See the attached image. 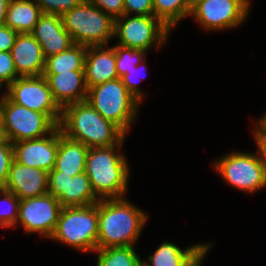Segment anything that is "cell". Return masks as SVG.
<instances>
[{"instance_id":"7a4b0ae2","label":"cell","mask_w":266,"mask_h":266,"mask_svg":"<svg viewBox=\"0 0 266 266\" xmlns=\"http://www.w3.org/2000/svg\"><path fill=\"white\" fill-rule=\"evenodd\" d=\"M59 128L66 137L88 148L122 145L125 133L85 101L62 109Z\"/></svg>"},{"instance_id":"e0dca14e","label":"cell","mask_w":266,"mask_h":266,"mask_svg":"<svg viewBox=\"0 0 266 266\" xmlns=\"http://www.w3.org/2000/svg\"><path fill=\"white\" fill-rule=\"evenodd\" d=\"M56 103L61 109L77 102L85 101L88 87L85 70L59 72V74H43Z\"/></svg>"},{"instance_id":"f1b7e54d","label":"cell","mask_w":266,"mask_h":266,"mask_svg":"<svg viewBox=\"0 0 266 266\" xmlns=\"http://www.w3.org/2000/svg\"><path fill=\"white\" fill-rule=\"evenodd\" d=\"M19 78L10 51L0 52V81L8 87L15 79Z\"/></svg>"},{"instance_id":"b9f144b4","label":"cell","mask_w":266,"mask_h":266,"mask_svg":"<svg viewBox=\"0 0 266 266\" xmlns=\"http://www.w3.org/2000/svg\"><path fill=\"white\" fill-rule=\"evenodd\" d=\"M2 84H3V83L0 81V90H1V88H2Z\"/></svg>"},{"instance_id":"d590c367","label":"cell","mask_w":266,"mask_h":266,"mask_svg":"<svg viewBox=\"0 0 266 266\" xmlns=\"http://www.w3.org/2000/svg\"><path fill=\"white\" fill-rule=\"evenodd\" d=\"M255 132L261 139H266V114L257 121Z\"/></svg>"},{"instance_id":"f35d334b","label":"cell","mask_w":266,"mask_h":266,"mask_svg":"<svg viewBox=\"0 0 266 266\" xmlns=\"http://www.w3.org/2000/svg\"><path fill=\"white\" fill-rule=\"evenodd\" d=\"M3 143H11V142L7 138L3 124L0 123V144H3Z\"/></svg>"},{"instance_id":"83f0119b","label":"cell","mask_w":266,"mask_h":266,"mask_svg":"<svg viewBox=\"0 0 266 266\" xmlns=\"http://www.w3.org/2000/svg\"><path fill=\"white\" fill-rule=\"evenodd\" d=\"M43 14L63 16L66 12L79 5L83 0H34Z\"/></svg>"},{"instance_id":"4dcf8cb0","label":"cell","mask_w":266,"mask_h":266,"mask_svg":"<svg viewBox=\"0 0 266 266\" xmlns=\"http://www.w3.org/2000/svg\"><path fill=\"white\" fill-rule=\"evenodd\" d=\"M142 64V65H141ZM143 64H145V59L138 64L135 68H132L128 74H125L124 76L121 77L123 84L126 86V88L128 89V91L139 101H142V98L145 96L143 93V91L140 90V88L138 87V82L137 80L139 79V77H135V74H137L138 76L141 74L142 70L146 67H143V69L141 70ZM141 66V67H140ZM140 67V69H139ZM139 69V70H138ZM141 71V72H139ZM143 71H146V69H144ZM140 73V74H139ZM134 75V76H133ZM136 75V76H137ZM137 80H135V79Z\"/></svg>"},{"instance_id":"4fadbf2b","label":"cell","mask_w":266,"mask_h":266,"mask_svg":"<svg viewBox=\"0 0 266 266\" xmlns=\"http://www.w3.org/2000/svg\"><path fill=\"white\" fill-rule=\"evenodd\" d=\"M48 194L56 197L62 207L89 206L100 200L95 195L85 172L72 177L61 171H50Z\"/></svg>"},{"instance_id":"30bf717a","label":"cell","mask_w":266,"mask_h":266,"mask_svg":"<svg viewBox=\"0 0 266 266\" xmlns=\"http://www.w3.org/2000/svg\"><path fill=\"white\" fill-rule=\"evenodd\" d=\"M6 88L7 97L12 102L33 111L45 113L59 125L62 109L54 100L43 75L19 77Z\"/></svg>"},{"instance_id":"5bb4252c","label":"cell","mask_w":266,"mask_h":266,"mask_svg":"<svg viewBox=\"0 0 266 266\" xmlns=\"http://www.w3.org/2000/svg\"><path fill=\"white\" fill-rule=\"evenodd\" d=\"M14 160L18 163L50 172L55 166L59 147V126L49 136L12 143Z\"/></svg>"},{"instance_id":"277c9868","label":"cell","mask_w":266,"mask_h":266,"mask_svg":"<svg viewBox=\"0 0 266 266\" xmlns=\"http://www.w3.org/2000/svg\"><path fill=\"white\" fill-rule=\"evenodd\" d=\"M87 102L105 119L127 134L136 118L140 102L128 91L121 78L88 88Z\"/></svg>"},{"instance_id":"d6986e66","label":"cell","mask_w":266,"mask_h":266,"mask_svg":"<svg viewBox=\"0 0 266 266\" xmlns=\"http://www.w3.org/2000/svg\"><path fill=\"white\" fill-rule=\"evenodd\" d=\"M87 87H94L119 78L116 71L115 46H89L85 58Z\"/></svg>"},{"instance_id":"3957f363","label":"cell","mask_w":266,"mask_h":266,"mask_svg":"<svg viewBox=\"0 0 266 266\" xmlns=\"http://www.w3.org/2000/svg\"><path fill=\"white\" fill-rule=\"evenodd\" d=\"M122 145L89 148L85 173L95 195L101 199L123 198L127 191L129 166L125 156L117 154Z\"/></svg>"},{"instance_id":"9c48e42d","label":"cell","mask_w":266,"mask_h":266,"mask_svg":"<svg viewBox=\"0 0 266 266\" xmlns=\"http://www.w3.org/2000/svg\"><path fill=\"white\" fill-rule=\"evenodd\" d=\"M223 179L244 192L266 187V177L259 154L231 152L213 163Z\"/></svg>"},{"instance_id":"603a6c76","label":"cell","mask_w":266,"mask_h":266,"mask_svg":"<svg viewBox=\"0 0 266 266\" xmlns=\"http://www.w3.org/2000/svg\"><path fill=\"white\" fill-rule=\"evenodd\" d=\"M86 53V46L75 43L67 50L46 58L43 74L85 70Z\"/></svg>"},{"instance_id":"d6a6232c","label":"cell","mask_w":266,"mask_h":266,"mask_svg":"<svg viewBox=\"0 0 266 266\" xmlns=\"http://www.w3.org/2000/svg\"><path fill=\"white\" fill-rule=\"evenodd\" d=\"M154 15V0H124V14Z\"/></svg>"},{"instance_id":"8992f818","label":"cell","mask_w":266,"mask_h":266,"mask_svg":"<svg viewBox=\"0 0 266 266\" xmlns=\"http://www.w3.org/2000/svg\"><path fill=\"white\" fill-rule=\"evenodd\" d=\"M62 20L76 44L104 46L114 37V20L87 0L66 12Z\"/></svg>"},{"instance_id":"ac0fdd59","label":"cell","mask_w":266,"mask_h":266,"mask_svg":"<svg viewBox=\"0 0 266 266\" xmlns=\"http://www.w3.org/2000/svg\"><path fill=\"white\" fill-rule=\"evenodd\" d=\"M10 52L19 77L43 75L46 59L31 33H18Z\"/></svg>"},{"instance_id":"6da1fadb","label":"cell","mask_w":266,"mask_h":266,"mask_svg":"<svg viewBox=\"0 0 266 266\" xmlns=\"http://www.w3.org/2000/svg\"><path fill=\"white\" fill-rule=\"evenodd\" d=\"M147 219L124 197L99 200L97 249L133 246Z\"/></svg>"},{"instance_id":"7c38bea8","label":"cell","mask_w":266,"mask_h":266,"mask_svg":"<svg viewBox=\"0 0 266 266\" xmlns=\"http://www.w3.org/2000/svg\"><path fill=\"white\" fill-rule=\"evenodd\" d=\"M62 206L50 194L20 200L18 219L26 233L38 232L50 238L55 231Z\"/></svg>"},{"instance_id":"1f68e13d","label":"cell","mask_w":266,"mask_h":266,"mask_svg":"<svg viewBox=\"0 0 266 266\" xmlns=\"http://www.w3.org/2000/svg\"><path fill=\"white\" fill-rule=\"evenodd\" d=\"M91 4L101 9L113 20L124 15V0H87Z\"/></svg>"},{"instance_id":"d4e9b609","label":"cell","mask_w":266,"mask_h":266,"mask_svg":"<svg viewBox=\"0 0 266 266\" xmlns=\"http://www.w3.org/2000/svg\"><path fill=\"white\" fill-rule=\"evenodd\" d=\"M95 252L98 253L96 266H136L140 260L134 246L102 248Z\"/></svg>"},{"instance_id":"f546056e","label":"cell","mask_w":266,"mask_h":266,"mask_svg":"<svg viewBox=\"0 0 266 266\" xmlns=\"http://www.w3.org/2000/svg\"><path fill=\"white\" fill-rule=\"evenodd\" d=\"M14 160V149L12 143L0 144V188H3L7 178L12 161Z\"/></svg>"},{"instance_id":"52a82bcc","label":"cell","mask_w":266,"mask_h":266,"mask_svg":"<svg viewBox=\"0 0 266 266\" xmlns=\"http://www.w3.org/2000/svg\"><path fill=\"white\" fill-rule=\"evenodd\" d=\"M123 15L114 20V37L119 46L147 52L167 41L170 29L154 15Z\"/></svg>"},{"instance_id":"8d00e7d4","label":"cell","mask_w":266,"mask_h":266,"mask_svg":"<svg viewBox=\"0 0 266 266\" xmlns=\"http://www.w3.org/2000/svg\"><path fill=\"white\" fill-rule=\"evenodd\" d=\"M10 0H0V26L5 25Z\"/></svg>"},{"instance_id":"8fae6325","label":"cell","mask_w":266,"mask_h":266,"mask_svg":"<svg viewBox=\"0 0 266 266\" xmlns=\"http://www.w3.org/2000/svg\"><path fill=\"white\" fill-rule=\"evenodd\" d=\"M249 8L250 0H192L189 16L205 30H226L243 23Z\"/></svg>"},{"instance_id":"5b68a950","label":"cell","mask_w":266,"mask_h":266,"mask_svg":"<svg viewBox=\"0 0 266 266\" xmlns=\"http://www.w3.org/2000/svg\"><path fill=\"white\" fill-rule=\"evenodd\" d=\"M50 238L83 252L95 251L98 240V202L82 207H62Z\"/></svg>"},{"instance_id":"836d02e7","label":"cell","mask_w":266,"mask_h":266,"mask_svg":"<svg viewBox=\"0 0 266 266\" xmlns=\"http://www.w3.org/2000/svg\"><path fill=\"white\" fill-rule=\"evenodd\" d=\"M18 32L11 29L7 25L0 26V52L1 51H11L13 47Z\"/></svg>"},{"instance_id":"484cf974","label":"cell","mask_w":266,"mask_h":266,"mask_svg":"<svg viewBox=\"0 0 266 266\" xmlns=\"http://www.w3.org/2000/svg\"><path fill=\"white\" fill-rule=\"evenodd\" d=\"M115 53L116 71L119 78L128 74L132 68L140 64L144 60L145 54H147L143 50L126 48L119 45L115 46Z\"/></svg>"},{"instance_id":"60d3db41","label":"cell","mask_w":266,"mask_h":266,"mask_svg":"<svg viewBox=\"0 0 266 266\" xmlns=\"http://www.w3.org/2000/svg\"><path fill=\"white\" fill-rule=\"evenodd\" d=\"M136 266H149V264L146 261L142 262V260L140 259Z\"/></svg>"},{"instance_id":"74e56055","label":"cell","mask_w":266,"mask_h":266,"mask_svg":"<svg viewBox=\"0 0 266 266\" xmlns=\"http://www.w3.org/2000/svg\"><path fill=\"white\" fill-rule=\"evenodd\" d=\"M211 246L212 244L210 243L188 266H201V262Z\"/></svg>"},{"instance_id":"ba28073f","label":"cell","mask_w":266,"mask_h":266,"mask_svg":"<svg viewBox=\"0 0 266 266\" xmlns=\"http://www.w3.org/2000/svg\"><path fill=\"white\" fill-rule=\"evenodd\" d=\"M2 124L11 143L49 135L58 125L45 113L28 109L3 99Z\"/></svg>"},{"instance_id":"e575fe53","label":"cell","mask_w":266,"mask_h":266,"mask_svg":"<svg viewBox=\"0 0 266 266\" xmlns=\"http://www.w3.org/2000/svg\"><path fill=\"white\" fill-rule=\"evenodd\" d=\"M253 133L256 139L259 156L261 158V162H262L264 172H265V177H266V139H261L255 132Z\"/></svg>"},{"instance_id":"4316f807","label":"cell","mask_w":266,"mask_h":266,"mask_svg":"<svg viewBox=\"0 0 266 266\" xmlns=\"http://www.w3.org/2000/svg\"><path fill=\"white\" fill-rule=\"evenodd\" d=\"M0 205L6 203L7 208L0 207V226L12 227L17 224L20 199L12 192L0 188Z\"/></svg>"},{"instance_id":"2e32d148","label":"cell","mask_w":266,"mask_h":266,"mask_svg":"<svg viewBox=\"0 0 266 266\" xmlns=\"http://www.w3.org/2000/svg\"><path fill=\"white\" fill-rule=\"evenodd\" d=\"M31 34L40 44L45 59L75 44L64 28L62 16L58 15L43 14Z\"/></svg>"},{"instance_id":"ffe728a7","label":"cell","mask_w":266,"mask_h":266,"mask_svg":"<svg viewBox=\"0 0 266 266\" xmlns=\"http://www.w3.org/2000/svg\"><path fill=\"white\" fill-rule=\"evenodd\" d=\"M89 148L79 141L62 134L59 128V147L55 166L51 171H61L67 175H78L85 172L86 156Z\"/></svg>"},{"instance_id":"cb8c5ba5","label":"cell","mask_w":266,"mask_h":266,"mask_svg":"<svg viewBox=\"0 0 266 266\" xmlns=\"http://www.w3.org/2000/svg\"><path fill=\"white\" fill-rule=\"evenodd\" d=\"M192 0H154V16L169 29L190 15Z\"/></svg>"},{"instance_id":"44dd1931","label":"cell","mask_w":266,"mask_h":266,"mask_svg":"<svg viewBox=\"0 0 266 266\" xmlns=\"http://www.w3.org/2000/svg\"><path fill=\"white\" fill-rule=\"evenodd\" d=\"M209 244H196L181 249L170 242H163L148 258L149 266H188Z\"/></svg>"},{"instance_id":"ab89813d","label":"cell","mask_w":266,"mask_h":266,"mask_svg":"<svg viewBox=\"0 0 266 266\" xmlns=\"http://www.w3.org/2000/svg\"><path fill=\"white\" fill-rule=\"evenodd\" d=\"M7 96V93H5L2 98H0V123H2V108H3V99Z\"/></svg>"},{"instance_id":"9a60e30c","label":"cell","mask_w":266,"mask_h":266,"mask_svg":"<svg viewBox=\"0 0 266 266\" xmlns=\"http://www.w3.org/2000/svg\"><path fill=\"white\" fill-rule=\"evenodd\" d=\"M3 189L14 193L20 200L43 196L48 193V172L13 160Z\"/></svg>"},{"instance_id":"7402d4cb","label":"cell","mask_w":266,"mask_h":266,"mask_svg":"<svg viewBox=\"0 0 266 266\" xmlns=\"http://www.w3.org/2000/svg\"><path fill=\"white\" fill-rule=\"evenodd\" d=\"M42 15L34 0H10L5 25L18 33H31Z\"/></svg>"}]
</instances>
